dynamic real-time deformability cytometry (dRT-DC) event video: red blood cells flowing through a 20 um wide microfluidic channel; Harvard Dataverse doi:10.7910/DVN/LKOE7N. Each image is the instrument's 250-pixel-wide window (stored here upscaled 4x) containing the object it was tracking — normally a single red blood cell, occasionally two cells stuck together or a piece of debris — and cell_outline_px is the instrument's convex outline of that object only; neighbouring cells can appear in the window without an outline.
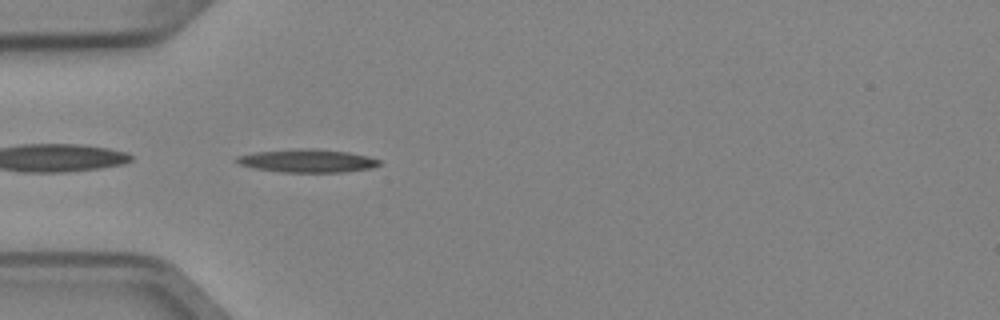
{"species": "Egyptian fruit bat (a non-hibernating species)", "species_latin": "Rousettus aegyptiacus", "temperature_condition": "cold", "stored_images_in_passage": 36, "camera_frame_rate_fps": 3000, "um_per_image_px": 0.085, "animal": {"sex": "female"}, "frame": {"image": 1, "passage_image": 1, "time_ms": 0.0, "image_size_px": [1000, 320], "cell_outline_px": [[380, 164], [372, 168], [344, 172], [280, 172], [256, 168], [240, 164], [236, 160], [236, 156], [256, 152], [304, 148], [312, 148], [348, 152], [368, 156], [380, 160]], "centroid_in_image_um": [26.16, 13.67], "position_along_channel_um": 58.8, "area_um2": 19.07}, "authors_computed_cell_mechanics": {"area_um2": 17.4267, "velocity_mm_per_s": 3.9876, "shape_relaxation_time_tau1_ms": 6.3328, "shape_relaxation_time_tau2_ms": null, "deformation_change_tau1": 0.1756, "deformation_change_tau2": null}}